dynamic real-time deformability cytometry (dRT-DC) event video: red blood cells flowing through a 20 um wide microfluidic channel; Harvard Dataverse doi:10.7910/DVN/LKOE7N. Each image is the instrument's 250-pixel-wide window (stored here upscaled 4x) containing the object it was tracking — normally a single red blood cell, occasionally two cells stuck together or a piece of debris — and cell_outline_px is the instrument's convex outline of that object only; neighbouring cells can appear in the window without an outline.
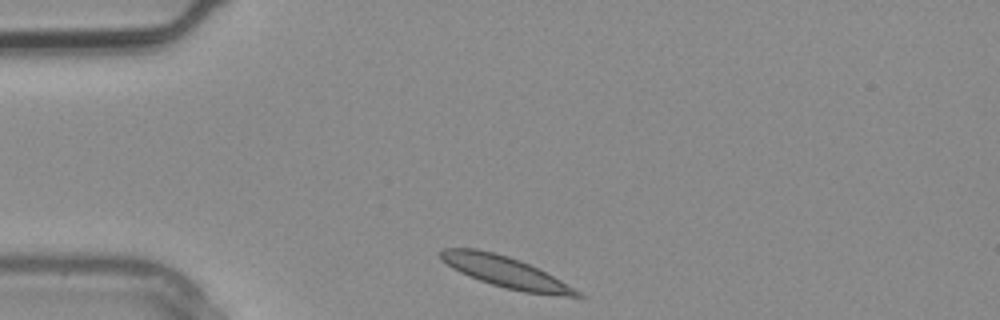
{"species": "common noctule bat (a hibernating species)", "species_latin": "Nyctalus noctula", "temperature_condition": "warm", "stored_images_in_passage": 1, "camera_frame_rate_fps": 3000, "um_per_image_px": 0.085, "animal": {"sex": "male", "body_mass_g": 20.4}, "frame": {"image": 1, "passage_image": 1, "time_ms": 0.0, "image_size_px": [1000, 320], "cell_outline_px": [[584, 296], [564, 296], [524, 292], [504, 288], [468, 276], [452, 268], [440, 260], [440, 252], [444, 248], [476, 248], [508, 256], [520, 260], [560, 280], [580, 292]], "centroid_in_image_um": [42.9, 23.11], "position_along_channel_um": 42.1, "area_um2": 24.28}}